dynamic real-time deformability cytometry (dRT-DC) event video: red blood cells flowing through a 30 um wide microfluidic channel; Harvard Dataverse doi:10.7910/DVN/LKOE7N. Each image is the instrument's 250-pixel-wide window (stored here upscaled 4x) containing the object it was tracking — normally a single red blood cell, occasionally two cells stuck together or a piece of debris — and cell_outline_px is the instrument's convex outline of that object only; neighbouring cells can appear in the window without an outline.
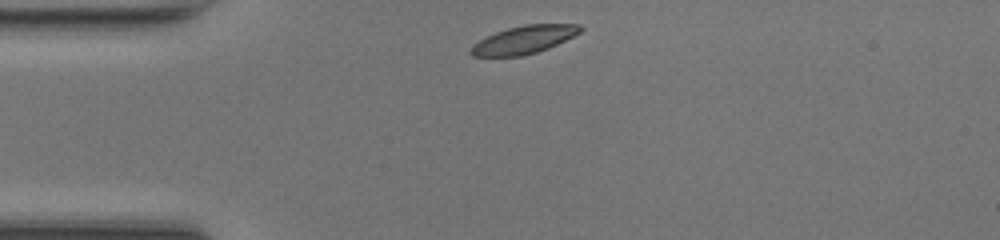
{"species": "common noctule bat (a hibernating species)", "species_latin": "Nyctalus noctula", "temperature_condition": "room temperature", "stored_images_in_passage": 32, "camera_frame_rate_fps": 3000, "um_per_image_px": 0.085, "animal": {"sex": "female", "body_mass_g": 17.0, "forearm_length_mm": 48.0}, "frame": {"image": 1, "passage_image": 1, "time_ms": 0.0, "image_size_px": [1000, 240], "cell_outline_px": [[584, 28], [580, 32], [548, 48], [536, 52], [520, 56], [472, 56], [468, 52], [472, 44], [496, 32], [508, 28], [524, 24], [580, 24]], "centroid_in_image_um": [44.51, 3.37], "position_along_channel_um": 40.5, "area_um2": 17.63}}
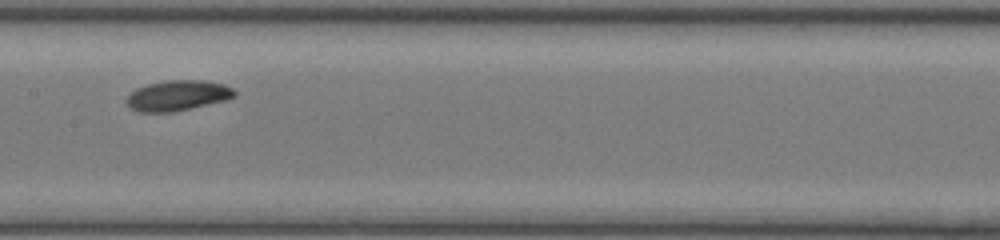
{"frame": {"image": 2, "passage_image": 14, "time_ms": 4.333, "image_size_px": [1000, 240], "cell_outline_px": [[236, 96], [228, 100], [192, 108], [172, 112], [140, 112], [132, 108], [128, 104], [128, 96], [136, 88], [148, 84], [168, 80], [204, 80], [224, 84], [232, 88], [236, 92]], "centroid_in_image_um": [15.16, 8.12], "position_along_channel_um": 192.2, "area_um2": 19.07}}
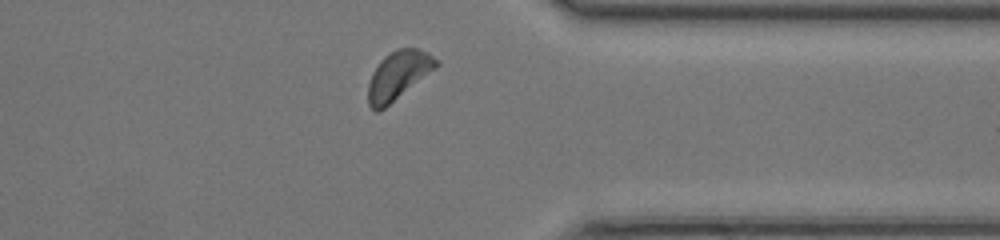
{"frame": {"image": 3, "passage_image": 28, "time_ms": 9.0, "image_size_px": [1000, 240], "cell_outline_px": [[440, 64], [436, 68], [380, 112], [376, 112], [368, 104], [368, 84], [372, 72], [380, 60], [384, 56], [396, 48], [416, 48], [428, 52], [440, 60]], "centroid_in_image_um": [33.86, 6.4], "position_along_channel_um": 377.5, "area_um2": 19.42}, "authors_computed_cell_mechanics": {"area_um2": 18.4671, "velocity_mm_per_s": 4.1499, "shape_relaxation_time_tau1_ms": 3.4909, "shape_relaxation_time_tau2_ms": null, "deformation_change_tau1": 0.1063, "deformation_change_tau2": null}}